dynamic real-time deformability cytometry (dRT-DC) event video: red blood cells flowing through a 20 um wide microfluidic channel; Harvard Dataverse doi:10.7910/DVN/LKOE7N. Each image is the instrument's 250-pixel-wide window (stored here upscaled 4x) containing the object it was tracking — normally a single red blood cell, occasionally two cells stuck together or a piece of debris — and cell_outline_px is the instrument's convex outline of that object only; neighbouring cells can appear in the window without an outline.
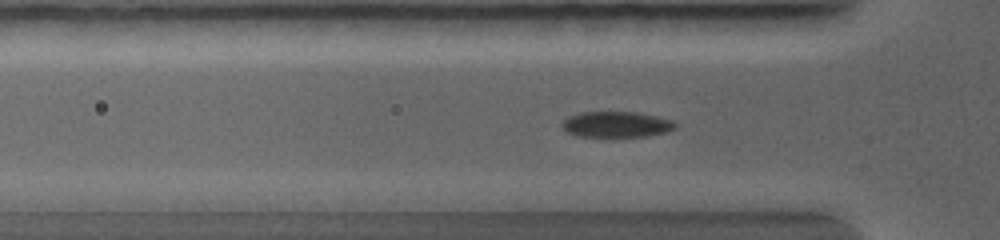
{"species": "common noctule bat (a hibernating species)", "species_latin": "Nyctalus noctula", "temperature_condition": "warm", "stored_images_in_passage": 23, "camera_frame_rate_fps": 5000, "um_per_image_px": 0.085, "animal": {"sex": "female", "body_mass_g": 19.0, "forearm_length_mm": 56.7}, "frame": {"image": 1, "passage_image": 11, "time_ms": 2.6, "image_size_px": [1000, 240], "cell_outline_px": [[672, 128], [664, 132], [640, 136], [584, 136], [572, 132], [564, 128], [564, 120], [572, 116], [584, 112], [628, 112], [668, 120], [672, 124]], "centroid_in_image_um": [52.32, 10.57], "position_along_channel_um": 73.5, "area_um2": 15.55}}
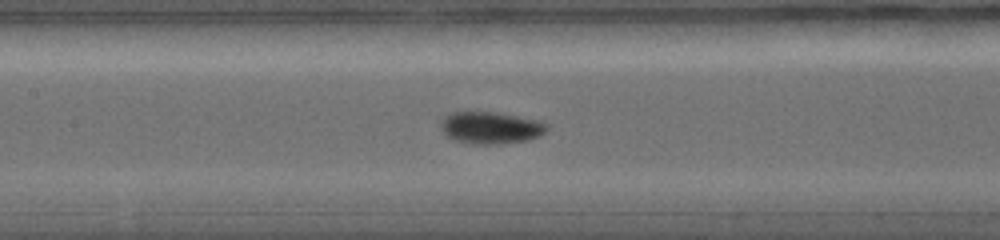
{"frame": {"image": 2, "passage_image": 17, "time_ms": 4.2, "image_size_px": [1000, 240], "cell_outline_px": [[544, 128], [536, 136], [520, 140], [464, 140], [452, 136], [444, 128], [444, 120], [448, 116], [456, 112], [484, 112], [508, 116], [540, 124]], "centroid_in_image_um": [41.62, 10.79], "position_along_channel_um": 165.8, "area_um2": 16.01}}
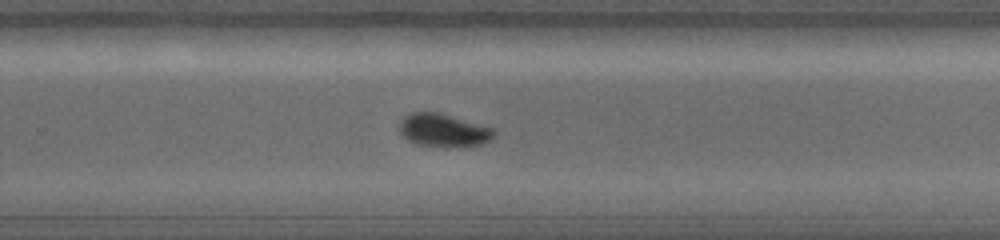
{"frame": {"image": 3, "passage_image": 23, "time_ms": 6.4, "image_size_px": [1000, 240], "cell_outline_px": [[492, 136], [476, 144], [428, 144], [412, 140], [400, 128], [400, 124], [408, 116], [416, 112], [436, 112], [492, 128]], "centroid_in_image_um": [37.69, 11.0], "position_along_channel_um": 292.1, "area_um2": 15.9}}